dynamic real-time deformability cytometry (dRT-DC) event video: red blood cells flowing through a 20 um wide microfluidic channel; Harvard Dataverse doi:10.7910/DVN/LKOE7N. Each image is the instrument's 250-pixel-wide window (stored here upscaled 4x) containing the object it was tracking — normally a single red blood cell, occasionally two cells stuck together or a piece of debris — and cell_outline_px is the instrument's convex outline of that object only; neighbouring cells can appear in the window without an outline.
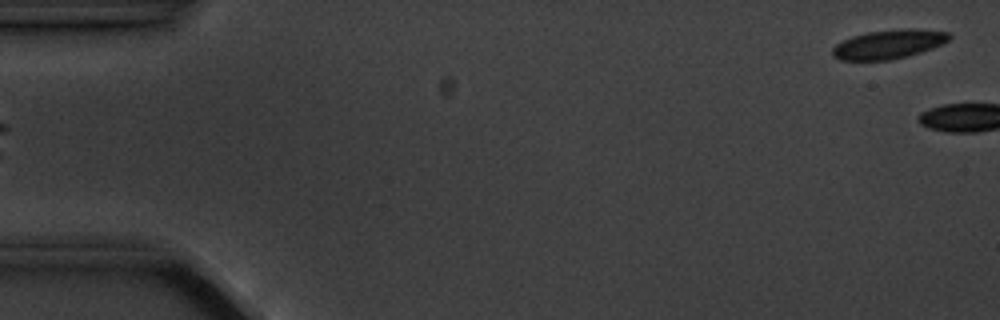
{"species": "common noctule bat (a hibernating species)", "species_latin": "Nyctalus noctula", "temperature_condition": "cold", "stored_images_in_passage": 5, "camera_frame_rate_fps": 3000, "um_per_image_px": 0.085, "animal": {"sex": "male", "body_mass_g": 20.1, "forearm_length_mm": 53.5}, "frame": {"image": 1, "passage_image": 5, "time_ms": 5.0, "image_size_px": [1000, 320], "cell_outline_px": [[952, 36], [948, 40], [932, 48], [920, 52], [888, 60], [840, 60], [832, 56], [832, 48], [836, 44], [852, 36], [868, 32], [900, 28], [912, 28], [948, 32]], "centroid_in_image_um": [75.51, 3.75], "position_along_channel_um": 9.5, "area_um2": 19.59}}